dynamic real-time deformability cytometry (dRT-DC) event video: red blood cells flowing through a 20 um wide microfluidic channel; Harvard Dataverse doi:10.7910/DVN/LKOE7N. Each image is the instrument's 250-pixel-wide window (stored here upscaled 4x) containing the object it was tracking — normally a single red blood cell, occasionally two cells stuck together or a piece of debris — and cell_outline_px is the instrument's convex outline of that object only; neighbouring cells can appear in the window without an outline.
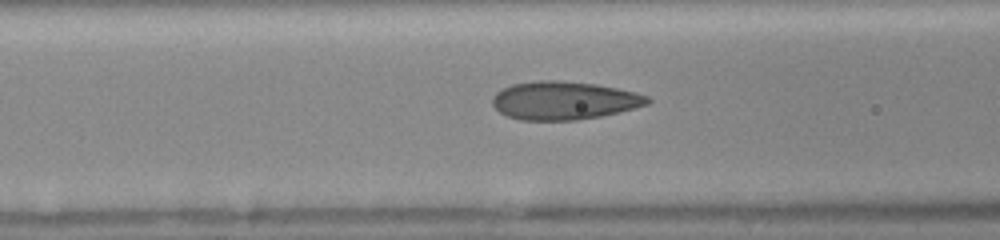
{"species": "human", "species_latin": "Homo sapiens", "temperature_condition": "room temperature", "stored_images_in_passage": 35, "camera_frame_rate_fps": 3000, "um_per_image_px": 0.085, "donor": {"sex": "female"}, "frame": {"image": 1, "passage_image": 15, "time_ms": 4.667, "image_size_px": [1000, 240], "cell_outline_px": [[652, 100], [648, 104], [600, 116], [576, 120], [520, 120], [508, 116], [500, 112], [492, 104], [492, 96], [496, 92], [512, 84], [540, 80], [556, 80], [596, 84], [636, 92], [648, 96]], "centroid_in_image_um": [47.92, 8.54], "position_along_channel_um": 118.7, "area_um2": 34.33}}
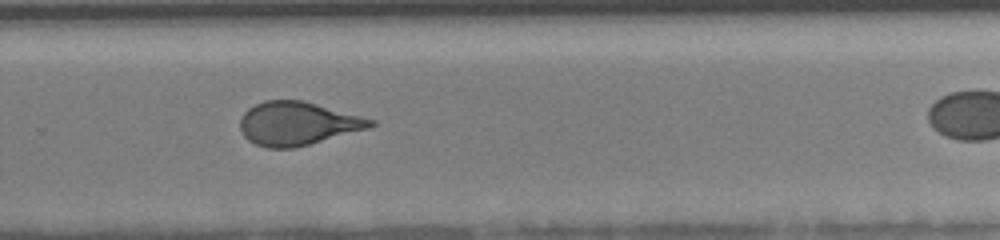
{"frame": {"image": 2, "passage_image": 28, "time_ms": 9.0, "image_size_px": [1000, 240], "cell_outline_px": [[376, 124], [368, 128], [308, 144], [292, 148], [268, 148], [256, 144], [248, 140], [244, 136], [240, 128], [240, 120], [244, 112], [248, 108], [264, 100], [304, 100], [376, 120]], "centroid_in_image_um": [25.27, 10.48], "position_along_channel_um": 304.5, "area_um2": 32.77}}
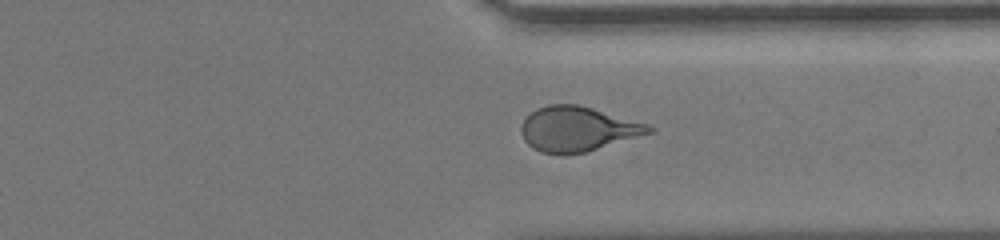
{"frame": {"image": 3, "passage_image": 32, "time_ms": 10.333, "image_size_px": [1000, 240], "cell_outline_px": [[656, 132], [584, 152], [564, 156], [540, 152], [532, 148], [524, 140], [520, 132], [520, 124], [536, 108], [548, 104], [580, 104], [648, 124], [656, 128]], "centroid_in_image_um": [49.1, 10.97], "position_along_channel_um": 362.3, "area_um2": 33.81}}